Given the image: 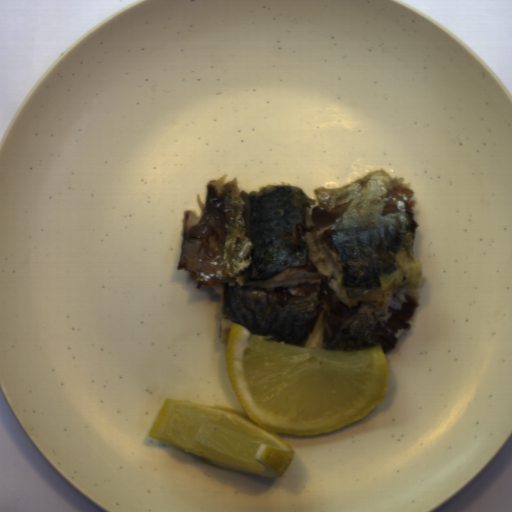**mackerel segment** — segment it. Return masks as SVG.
I'll return each instance as SVG.
<instances>
[{"instance_id": "1", "label": "mackerel segment", "mask_w": 512, "mask_h": 512, "mask_svg": "<svg viewBox=\"0 0 512 512\" xmlns=\"http://www.w3.org/2000/svg\"><path fill=\"white\" fill-rule=\"evenodd\" d=\"M207 181L182 212L176 271L220 296L219 340L232 323L300 347L395 350L421 305L412 183L382 167L341 187L240 190Z\"/></svg>"}]
</instances>
